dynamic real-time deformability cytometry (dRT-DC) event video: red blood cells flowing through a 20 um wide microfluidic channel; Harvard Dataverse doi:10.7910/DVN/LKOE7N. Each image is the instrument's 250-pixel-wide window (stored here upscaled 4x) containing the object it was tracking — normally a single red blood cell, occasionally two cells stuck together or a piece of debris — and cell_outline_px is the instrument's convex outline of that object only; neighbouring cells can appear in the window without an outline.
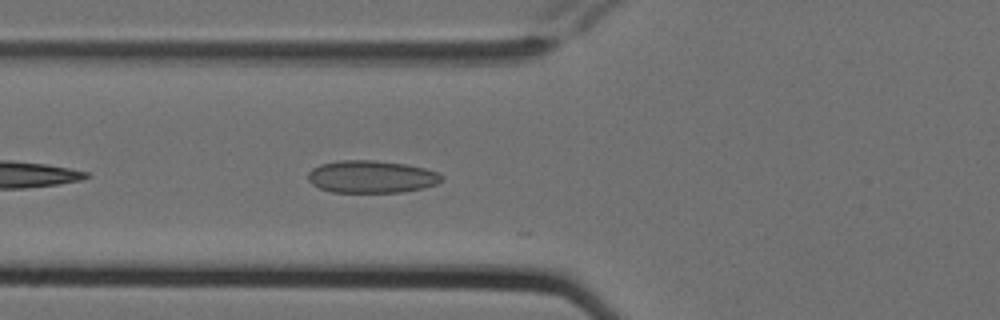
{"species": "Egyptian fruit bat (a non-hibernating species)", "species_latin": "Rousettus aegyptiacus", "temperature_condition": "cold", "stored_images_in_passage": 7, "camera_frame_rate_fps": 3000, "um_per_image_px": 0.085, "animal": {"sex": "female"}, "frame": {"image": 1, "passage_image": 7, "time_ms": 2.0, "image_size_px": [1000, 320], "cell_outline_px": [[444, 176], [436, 184], [424, 188], [400, 192], [332, 192], [320, 188], [312, 184], [308, 180], [308, 172], [312, 168], [320, 164], [336, 160], [372, 160], [404, 164], [424, 168], [436, 172]], "centroid_in_image_um": [31.53, 15.02], "position_along_channel_um": 94.3, "area_um2": 25.2}}